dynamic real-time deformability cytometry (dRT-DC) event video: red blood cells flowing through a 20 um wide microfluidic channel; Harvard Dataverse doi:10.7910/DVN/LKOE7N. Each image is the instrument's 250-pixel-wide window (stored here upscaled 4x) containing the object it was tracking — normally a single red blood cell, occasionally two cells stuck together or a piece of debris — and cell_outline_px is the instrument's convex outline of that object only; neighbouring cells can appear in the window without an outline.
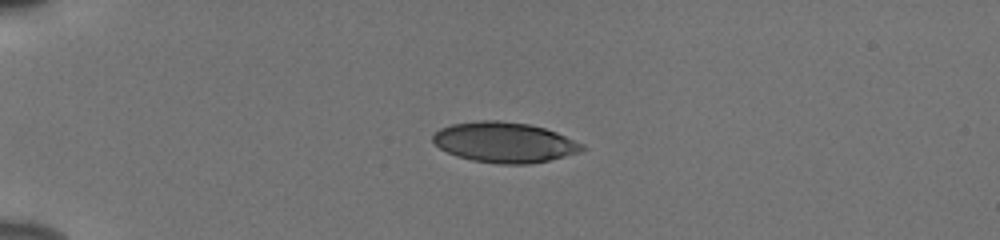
{"species": "human", "species_latin": "Homo sapiens", "temperature_condition": "cold", "stored_images_in_passage": 41, "camera_frame_rate_fps": 3000, "um_per_image_px": 0.085, "donor": {"sex": "male"}, "frame": {"image": 1, "passage_image": 1, "time_ms": 0.0, "image_size_px": [1000, 240], "cell_outline_px": [[588, 148], [564, 156], [548, 160], [528, 164], [500, 164], [472, 160], [456, 156], [440, 148], [432, 140], [432, 136], [440, 128], [452, 124], [476, 120], [500, 120], [528, 124], [544, 128], [556, 132], [584, 144]], "centroid_in_image_um": [42.86, 12.09], "position_along_channel_um": 42.1, "area_um2": 34.97}}
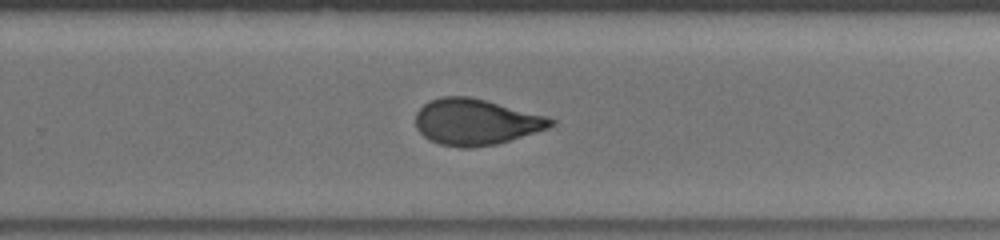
{"frame": {"image": 2, "passage_image": 24, "time_ms": 7.667, "image_size_px": [1000, 240], "cell_outline_px": [[556, 124], [548, 128], [496, 144], [476, 148], [460, 148], [440, 144], [428, 140], [416, 128], [416, 112], [424, 104], [432, 100], [444, 96], [468, 96], [484, 100], [544, 116], [556, 120]], "centroid_in_image_um": [40.41, 10.38], "position_along_channel_um": 289.4, "area_um2": 35.95}}
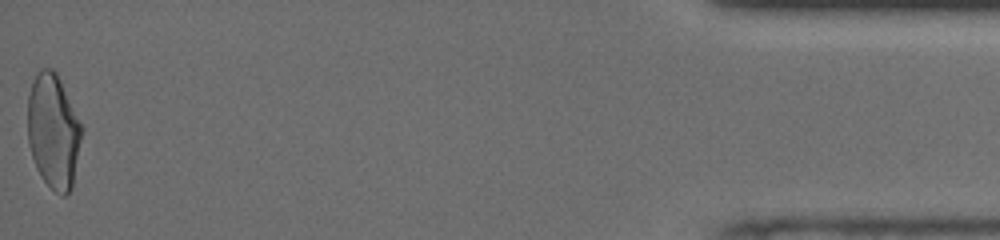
{"frame": {"image": 3, "passage_image": 41, "time_ms": 13.333, "image_size_px": [1000, 240], "cell_outline_px": [[84, 128], [72, 188], [64, 196], [60, 196], [40, 176], [36, 168], [28, 144], [28, 96], [32, 80], [40, 68], [52, 68], [56, 72]], "centroid_in_image_um": [4.54, 11.15], "position_along_channel_um": 430.7, "area_um2": 36.36}, "authors_computed_cell_mechanics": {"area_um2": 36.703, "velocity_mm_per_s": 3.8719, "shape_relaxation_time_tau1_ms": 5.0639, "shape_relaxation_time_tau2_ms": 1.1455, "deformation_change_tau1": 0.1781, "deformation_change_tau2": 0.0739}}